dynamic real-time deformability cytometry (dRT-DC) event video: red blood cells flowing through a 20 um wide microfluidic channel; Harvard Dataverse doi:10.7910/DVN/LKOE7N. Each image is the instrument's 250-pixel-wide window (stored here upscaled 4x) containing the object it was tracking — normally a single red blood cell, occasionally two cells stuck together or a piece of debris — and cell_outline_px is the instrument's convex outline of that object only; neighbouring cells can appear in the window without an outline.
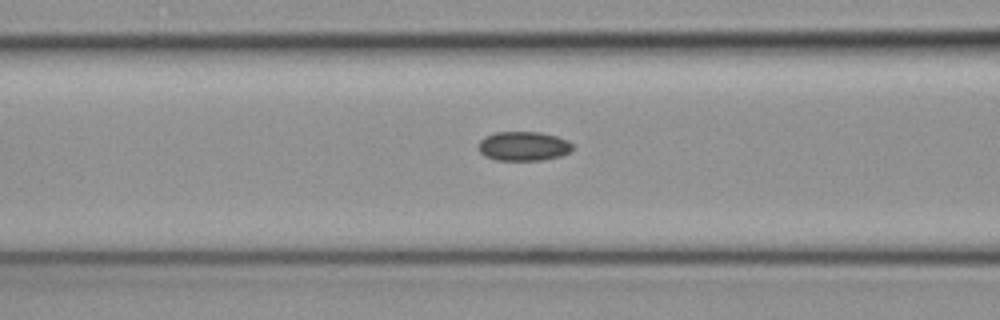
{"species": "common noctule bat (a hibernating species)", "species_latin": "Nyctalus noctula", "temperature_condition": "cold", "stored_images_in_passage": 12, "camera_frame_rate_fps": 3000, "um_per_image_px": 0.085, "animal": {"sex": "female", "body_mass_g": 19.3, "forearm_length_mm": 54.1}, "frame": {"image": 1, "passage_image": 10, "time_ms": 3.0, "image_size_px": [1000, 320], "cell_outline_px": [[572, 152], [560, 156], [544, 160], [496, 160], [484, 156], [480, 152], [480, 140], [496, 132], [540, 132], [556, 136], [568, 140], [572, 144]], "centroid_in_image_um": [44.54, 12.43], "position_along_channel_um": 122.1, "area_um2": 16.01}}